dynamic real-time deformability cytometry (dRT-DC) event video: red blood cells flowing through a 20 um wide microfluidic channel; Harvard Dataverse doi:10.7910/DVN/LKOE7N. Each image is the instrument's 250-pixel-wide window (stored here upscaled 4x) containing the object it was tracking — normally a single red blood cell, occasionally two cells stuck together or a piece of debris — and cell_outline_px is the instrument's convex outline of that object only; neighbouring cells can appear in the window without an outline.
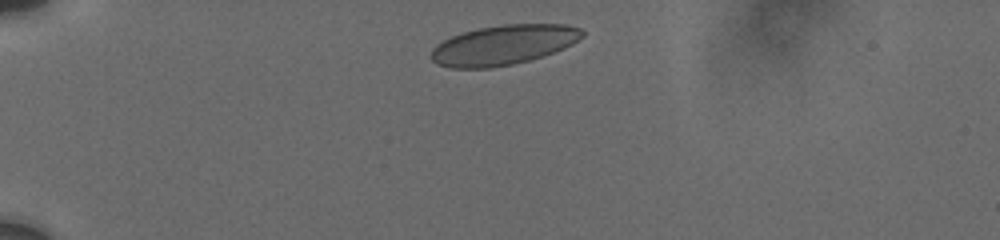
{"species": "human", "species_latin": "Homo sapiens", "temperature_condition": "cold", "stored_images_in_passage": 4, "camera_frame_rate_fps": 3000, "um_per_image_px": 0.085, "donor": {"sex": "male"}, "frame": {"image": 1, "passage_image": 1, "time_ms": 0.0, "image_size_px": [1000, 240], "cell_outline_px": [[584, 36], [572, 44], [564, 48], [528, 60], [512, 64], [488, 68], [452, 68], [440, 64], [432, 60], [428, 56], [432, 48], [436, 44], [452, 36], [476, 28], [504, 24], [564, 24], [580, 28], [584, 32]], "centroid_in_image_um": [42.77, 3.81], "position_along_channel_um": 42.2, "area_um2": 34.91}}
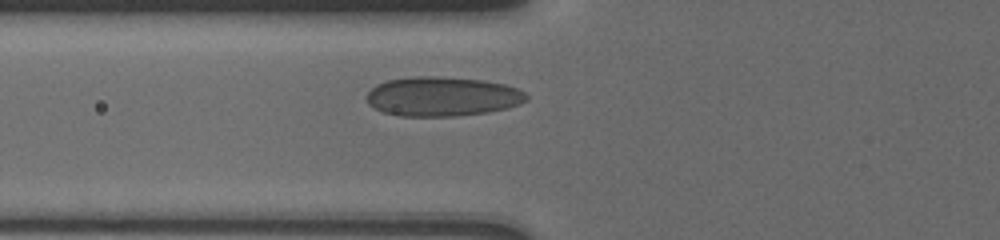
{"frame": {"image": 2, "passage_image": 4, "time_ms": 2.667, "image_size_px": [1000, 240], "cell_outline_px": [[528, 100], [520, 104], [508, 108], [488, 112], [456, 116], [400, 116], [384, 112], [368, 104], [368, 92], [376, 84], [388, 80], [412, 76], [436, 76], [484, 80], [504, 84], [516, 88], [524, 92], [528, 96]], "centroid_in_image_um": [37.62, 8.2], "position_along_channel_um": 88.2, "area_um2": 36.76}}